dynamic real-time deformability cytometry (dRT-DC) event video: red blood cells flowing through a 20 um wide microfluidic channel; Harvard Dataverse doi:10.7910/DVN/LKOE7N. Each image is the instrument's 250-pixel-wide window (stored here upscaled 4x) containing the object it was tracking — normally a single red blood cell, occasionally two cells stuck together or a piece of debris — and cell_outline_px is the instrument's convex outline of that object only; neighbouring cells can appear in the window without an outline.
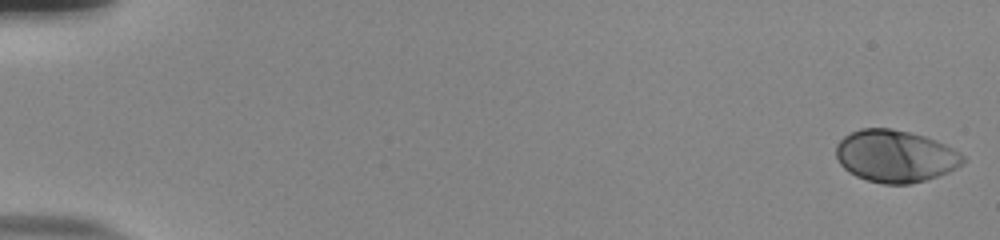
{"species": "human", "species_latin": "Homo sapiens", "temperature_condition": "room temperature", "stored_images_in_passage": 10, "camera_frame_rate_fps": 3000, "um_per_image_px": 0.085, "donor": {"sex": "male"}, "frame": {"image": 1, "passage_image": 1, "time_ms": 0.0, "image_size_px": [1000, 240], "cell_outline_px": [[968, 160], [964, 164], [948, 172], [924, 180], [908, 184], [884, 184], [868, 180], [856, 176], [848, 172], [840, 164], [836, 156], [836, 144], [844, 136], [860, 128], [892, 128], [924, 136], [936, 140], [960, 152]], "centroid_in_image_um": [76.11, 13.27], "position_along_channel_um": 8.9, "area_um2": 38.67}}